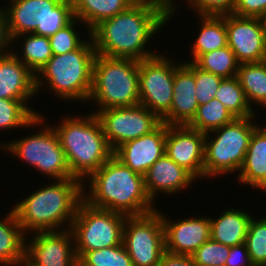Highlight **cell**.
Listing matches in <instances>:
<instances>
[{
	"label": "cell",
	"instance_id": "6da1fadb",
	"mask_svg": "<svg viewBox=\"0 0 266 266\" xmlns=\"http://www.w3.org/2000/svg\"><path fill=\"white\" fill-rule=\"evenodd\" d=\"M169 20L153 5L134 3L127 10L100 22L90 31V36L96 54L141 61L157 55L145 46Z\"/></svg>",
	"mask_w": 266,
	"mask_h": 266
},
{
	"label": "cell",
	"instance_id": "7a4b0ae2",
	"mask_svg": "<svg viewBox=\"0 0 266 266\" xmlns=\"http://www.w3.org/2000/svg\"><path fill=\"white\" fill-rule=\"evenodd\" d=\"M84 201L90 206L121 213L127 217L143 216L157 210L148 197L144 176L132 171L114 155L89 178Z\"/></svg>",
	"mask_w": 266,
	"mask_h": 266
},
{
	"label": "cell",
	"instance_id": "3957f363",
	"mask_svg": "<svg viewBox=\"0 0 266 266\" xmlns=\"http://www.w3.org/2000/svg\"><path fill=\"white\" fill-rule=\"evenodd\" d=\"M55 181L34 191L13 207L25 234L64 230L63 225H67V229L71 227L79 204L84 200V182L76 178Z\"/></svg>",
	"mask_w": 266,
	"mask_h": 266
},
{
	"label": "cell",
	"instance_id": "277c9868",
	"mask_svg": "<svg viewBox=\"0 0 266 266\" xmlns=\"http://www.w3.org/2000/svg\"><path fill=\"white\" fill-rule=\"evenodd\" d=\"M61 122L53 128L66 155L71 174L85 183V179L113 156V150L95 113L82 118L66 116Z\"/></svg>",
	"mask_w": 266,
	"mask_h": 266
},
{
	"label": "cell",
	"instance_id": "5b68a950",
	"mask_svg": "<svg viewBox=\"0 0 266 266\" xmlns=\"http://www.w3.org/2000/svg\"><path fill=\"white\" fill-rule=\"evenodd\" d=\"M90 39L76 50L53 55L36 74V91L47 88L62 100L88 101L92 87V67L96 55ZM44 81V83H43ZM42 88V89H41Z\"/></svg>",
	"mask_w": 266,
	"mask_h": 266
},
{
	"label": "cell",
	"instance_id": "8992f818",
	"mask_svg": "<svg viewBox=\"0 0 266 266\" xmlns=\"http://www.w3.org/2000/svg\"><path fill=\"white\" fill-rule=\"evenodd\" d=\"M99 110L131 107L140 103L139 61L131 58H111L96 54L92 67V87L88 101Z\"/></svg>",
	"mask_w": 266,
	"mask_h": 266
},
{
	"label": "cell",
	"instance_id": "52a82bcc",
	"mask_svg": "<svg viewBox=\"0 0 266 266\" xmlns=\"http://www.w3.org/2000/svg\"><path fill=\"white\" fill-rule=\"evenodd\" d=\"M254 117L236 118L231 123L209 132L210 134H205V178L239 172L244 163L251 136L259 126L254 124ZM211 133L216 135L215 138L212 139Z\"/></svg>",
	"mask_w": 266,
	"mask_h": 266
},
{
	"label": "cell",
	"instance_id": "ba28073f",
	"mask_svg": "<svg viewBox=\"0 0 266 266\" xmlns=\"http://www.w3.org/2000/svg\"><path fill=\"white\" fill-rule=\"evenodd\" d=\"M5 6L11 38L34 33L50 37L74 18L72 0H11Z\"/></svg>",
	"mask_w": 266,
	"mask_h": 266
},
{
	"label": "cell",
	"instance_id": "9c48e42d",
	"mask_svg": "<svg viewBox=\"0 0 266 266\" xmlns=\"http://www.w3.org/2000/svg\"><path fill=\"white\" fill-rule=\"evenodd\" d=\"M126 217L121 213L92 207L83 200L70 227L77 259L88 251L122 244Z\"/></svg>",
	"mask_w": 266,
	"mask_h": 266
},
{
	"label": "cell",
	"instance_id": "30bf717a",
	"mask_svg": "<svg viewBox=\"0 0 266 266\" xmlns=\"http://www.w3.org/2000/svg\"><path fill=\"white\" fill-rule=\"evenodd\" d=\"M1 147L50 179L74 178L57 133L49 124L33 135L4 142Z\"/></svg>",
	"mask_w": 266,
	"mask_h": 266
},
{
	"label": "cell",
	"instance_id": "8fae6325",
	"mask_svg": "<svg viewBox=\"0 0 266 266\" xmlns=\"http://www.w3.org/2000/svg\"><path fill=\"white\" fill-rule=\"evenodd\" d=\"M123 244L133 266H158L165 251V234L159 210L126 217Z\"/></svg>",
	"mask_w": 266,
	"mask_h": 266
},
{
	"label": "cell",
	"instance_id": "7c38bea8",
	"mask_svg": "<svg viewBox=\"0 0 266 266\" xmlns=\"http://www.w3.org/2000/svg\"><path fill=\"white\" fill-rule=\"evenodd\" d=\"M175 63L157 54L139 61L140 103L162 119L171 108Z\"/></svg>",
	"mask_w": 266,
	"mask_h": 266
},
{
	"label": "cell",
	"instance_id": "4fadbf2b",
	"mask_svg": "<svg viewBox=\"0 0 266 266\" xmlns=\"http://www.w3.org/2000/svg\"><path fill=\"white\" fill-rule=\"evenodd\" d=\"M113 152L122 144L149 134L161 119L141 104L100 110L97 114Z\"/></svg>",
	"mask_w": 266,
	"mask_h": 266
},
{
	"label": "cell",
	"instance_id": "5bb4252c",
	"mask_svg": "<svg viewBox=\"0 0 266 266\" xmlns=\"http://www.w3.org/2000/svg\"><path fill=\"white\" fill-rule=\"evenodd\" d=\"M227 45L241 63L266 60V38L260 18L225 15Z\"/></svg>",
	"mask_w": 266,
	"mask_h": 266
},
{
	"label": "cell",
	"instance_id": "9a60e30c",
	"mask_svg": "<svg viewBox=\"0 0 266 266\" xmlns=\"http://www.w3.org/2000/svg\"><path fill=\"white\" fill-rule=\"evenodd\" d=\"M205 134L188 125H167L165 154L195 179L204 178Z\"/></svg>",
	"mask_w": 266,
	"mask_h": 266
},
{
	"label": "cell",
	"instance_id": "2e32d148",
	"mask_svg": "<svg viewBox=\"0 0 266 266\" xmlns=\"http://www.w3.org/2000/svg\"><path fill=\"white\" fill-rule=\"evenodd\" d=\"M34 233L32 240H26L25 254L37 265L78 266L74 236L70 228Z\"/></svg>",
	"mask_w": 266,
	"mask_h": 266
},
{
	"label": "cell",
	"instance_id": "e0dca14e",
	"mask_svg": "<svg viewBox=\"0 0 266 266\" xmlns=\"http://www.w3.org/2000/svg\"><path fill=\"white\" fill-rule=\"evenodd\" d=\"M159 213L164 226L166 252L191 256L210 239L211 225L208 217L200 216L172 221L165 214L163 215V212Z\"/></svg>",
	"mask_w": 266,
	"mask_h": 266
},
{
	"label": "cell",
	"instance_id": "ac0fdd59",
	"mask_svg": "<svg viewBox=\"0 0 266 266\" xmlns=\"http://www.w3.org/2000/svg\"><path fill=\"white\" fill-rule=\"evenodd\" d=\"M165 142L166 124L162 122L149 134L120 145L113 155L132 171L144 176L165 154Z\"/></svg>",
	"mask_w": 266,
	"mask_h": 266
},
{
	"label": "cell",
	"instance_id": "d6986e66",
	"mask_svg": "<svg viewBox=\"0 0 266 266\" xmlns=\"http://www.w3.org/2000/svg\"><path fill=\"white\" fill-rule=\"evenodd\" d=\"M194 63L175 64L173 96L170 111L161 119L167 125H188L196 115Z\"/></svg>",
	"mask_w": 266,
	"mask_h": 266
},
{
	"label": "cell",
	"instance_id": "ffe728a7",
	"mask_svg": "<svg viewBox=\"0 0 266 266\" xmlns=\"http://www.w3.org/2000/svg\"><path fill=\"white\" fill-rule=\"evenodd\" d=\"M8 50L9 53L0 56V98L22 100L27 104L37 94L36 75Z\"/></svg>",
	"mask_w": 266,
	"mask_h": 266
},
{
	"label": "cell",
	"instance_id": "44dd1931",
	"mask_svg": "<svg viewBox=\"0 0 266 266\" xmlns=\"http://www.w3.org/2000/svg\"><path fill=\"white\" fill-rule=\"evenodd\" d=\"M196 179L183 167L164 154L144 175V186L148 197L153 203L158 193L171 195L182 191ZM160 191V192H159Z\"/></svg>",
	"mask_w": 266,
	"mask_h": 266
},
{
	"label": "cell",
	"instance_id": "7402d4cb",
	"mask_svg": "<svg viewBox=\"0 0 266 266\" xmlns=\"http://www.w3.org/2000/svg\"><path fill=\"white\" fill-rule=\"evenodd\" d=\"M241 183L259 190L266 181V126L259 125L253 132L244 163L238 173Z\"/></svg>",
	"mask_w": 266,
	"mask_h": 266
},
{
	"label": "cell",
	"instance_id": "603a6c76",
	"mask_svg": "<svg viewBox=\"0 0 266 266\" xmlns=\"http://www.w3.org/2000/svg\"><path fill=\"white\" fill-rule=\"evenodd\" d=\"M252 215L250 212L238 209H226L217 219H210V239L227 246L245 243L249 223Z\"/></svg>",
	"mask_w": 266,
	"mask_h": 266
},
{
	"label": "cell",
	"instance_id": "cb8c5ba5",
	"mask_svg": "<svg viewBox=\"0 0 266 266\" xmlns=\"http://www.w3.org/2000/svg\"><path fill=\"white\" fill-rule=\"evenodd\" d=\"M132 0H72L74 16L90 31L105 19L127 10Z\"/></svg>",
	"mask_w": 266,
	"mask_h": 266
},
{
	"label": "cell",
	"instance_id": "d4e9b609",
	"mask_svg": "<svg viewBox=\"0 0 266 266\" xmlns=\"http://www.w3.org/2000/svg\"><path fill=\"white\" fill-rule=\"evenodd\" d=\"M2 219H0V264L14 266L25 254L27 235L18 223L13 209Z\"/></svg>",
	"mask_w": 266,
	"mask_h": 266
},
{
	"label": "cell",
	"instance_id": "484cf974",
	"mask_svg": "<svg viewBox=\"0 0 266 266\" xmlns=\"http://www.w3.org/2000/svg\"><path fill=\"white\" fill-rule=\"evenodd\" d=\"M201 25L200 32L195 42L192 44V61L194 62L200 55L227 46V30L225 27V15H199Z\"/></svg>",
	"mask_w": 266,
	"mask_h": 266
},
{
	"label": "cell",
	"instance_id": "4316f807",
	"mask_svg": "<svg viewBox=\"0 0 266 266\" xmlns=\"http://www.w3.org/2000/svg\"><path fill=\"white\" fill-rule=\"evenodd\" d=\"M249 105L266 107V60L241 63L237 76Z\"/></svg>",
	"mask_w": 266,
	"mask_h": 266
},
{
	"label": "cell",
	"instance_id": "83f0119b",
	"mask_svg": "<svg viewBox=\"0 0 266 266\" xmlns=\"http://www.w3.org/2000/svg\"><path fill=\"white\" fill-rule=\"evenodd\" d=\"M43 119L22 100L0 98V130L37 127L43 124Z\"/></svg>",
	"mask_w": 266,
	"mask_h": 266
},
{
	"label": "cell",
	"instance_id": "f1b7e54d",
	"mask_svg": "<svg viewBox=\"0 0 266 266\" xmlns=\"http://www.w3.org/2000/svg\"><path fill=\"white\" fill-rule=\"evenodd\" d=\"M22 36L25 38H23ZM20 37L24 39L22 42V57L20 55H17V52H12L36 75L38 71L53 56L49 37L37 35L34 33L22 34L13 38V45L14 41L19 40Z\"/></svg>",
	"mask_w": 266,
	"mask_h": 266
},
{
	"label": "cell",
	"instance_id": "f546056e",
	"mask_svg": "<svg viewBox=\"0 0 266 266\" xmlns=\"http://www.w3.org/2000/svg\"><path fill=\"white\" fill-rule=\"evenodd\" d=\"M215 98L230 111L235 118L255 116V110L249 105L237 77L224 78Z\"/></svg>",
	"mask_w": 266,
	"mask_h": 266
},
{
	"label": "cell",
	"instance_id": "4dcf8cb0",
	"mask_svg": "<svg viewBox=\"0 0 266 266\" xmlns=\"http://www.w3.org/2000/svg\"><path fill=\"white\" fill-rule=\"evenodd\" d=\"M235 119L223 103L213 98L210 102L198 106L196 115L188 126L206 134Z\"/></svg>",
	"mask_w": 266,
	"mask_h": 266
},
{
	"label": "cell",
	"instance_id": "1f68e13d",
	"mask_svg": "<svg viewBox=\"0 0 266 266\" xmlns=\"http://www.w3.org/2000/svg\"><path fill=\"white\" fill-rule=\"evenodd\" d=\"M193 63L198 68L222 78L236 77L240 65L228 45L200 55Z\"/></svg>",
	"mask_w": 266,
	"mask_h": 266
},
{
	"label": "cell",
	"instance_id": "d6a6232c",
	"mask_svg": "<svg viewBox=\"0 0 266 266\" xmlns=\"http://www.w3.org/2000/svg\"><path fill=\"white\" fill-rule=\"evenodd\" d=\"M78 266H133L124 244L86 252Z\"/></svg>",
	"mask_w": 266,
	"mask_h": 266
},
{
	"label": "cell",
	"instance_id": "836d02e7",
	"mask_svg": "<svg viewBox=\"0 0 266 266\" xmlns=\"http://www.w3.org/2000/svg\"><path fill=\"white\" fill-rule=\"evenodd\" d=\"M254 266H266V217L251 218L245 239Z\"/></svg>",
	"mask_w": 266,
	"mask_h": 266
},
{
	"label": "cell",
	"instance_id": "e575fe53",
	"mask_svg": "<svg viewBox=\"0 0 266 266\" xmlns=\"http://www.w3.org/2000/svg\"><path fill=\"white\" fill-rule=\"evenodd\" d=\"M76 21L80 20L74 18L69 24L62 27L55 34L49 37L51 51L53 55H60L78 49L86 40H81L76 28Z\"/></svg>",
	"mask_w": 266,
	"mask_h": 266
},
{
	"label": "cell",
	"instance_id": "d590c367",
	"mask_svg": "<svg viewBox=\"0 0 266 266\" xmlns=\"http://www.w3.org/2000/svg\"><path fill=\"white\" fill-rule=\"evenodd\" d=\"M229 249L230 246L209 239L191 256L196 266H225Z\"/></svg>",
	"mask_w": 266,
	"mask_h": 266
},
{
	"label": "cell",
	"instance_id": "8d00e7d4",
	"mask_svg": "<svg viewBox=\"0 0 266 266\" xmlns=\"http://www.w3.org/2000/svg\"><path fill=\"white\" fill-rule=\"evenodd\" d=\"M194 76L196 85V99L198 105H203L215 98V93L224 79L213 73L198 68L194 64Z\"/></svg>",
	"mask_w": 266,
	"mask_h": 266
},
{
	"label": "cell",
	"instance_id": "74e56055",
	"mask_svg": "<svg viewBox=\"0 0 266 266\" xmlns=\"http://www.w3.org/2000/svg\"><path fill=\"white\" fill-rule=\"evenodd\" d=\"M198 15L222 16L233 12L235 0H186Z\"/></svg>",
	"mask_w": 266,
	"mask_h": 266
},
{
	"label": "cell",
	"instance_id": "f35d334b",
	"mask_svg": "<svg viewBox=\"0 0 266 266\" xmlns=\"http://www.w3.org/2000/svg\"><path fill=\"white\" fill-rule=\"evenodd\" d=\"M266 12V0H235L232 14L260 18Z\"/></svg>",
	"mask_w": 266,
	"mask_h": 266
},
{
	"label": "cell",
	"instance_id": "ab89813d",
	"mask_svg": "<svg viewBox=\"0 0 266 266\" xmlns=\"http://www.w3.org/2000/svg\"><path fill=\"white\" fill-rule=\"evenodd\" d=\"M225 266H254L245 243L230 247Z\"/></svg>",
	"mask_w": 266,
	"mask_h": 266
},
{
	"label": "cell",
	"instance_id": "60d3db41",
	"mask_svg": "<svg viewBox=\"0 0 266 266\" xmlns=\"http://www.w3.org/2000/svg\"><path fill=\"white\" fill-rule=\"evenodd\" d=\"M0 56L9 53L7 48L13 45V39L9 33L7 14L5 9L0 7Z\"/></svg>",
	"mask_w": 266,
	"mask_h": 266
},
{
	"label": "cell",
	"instance_id": "b9f144b4",
	"mask_svg": "<svg viewBox=\"0 0 266 266\" xmlns=\"http://www.w3.org/2000/svg\"><path fill=\"white\" fill-rule=\"evenodd\" d=\"M158 266H196L192 256L165 252Z\"/></svg>",
	"mask_w": 266,
	"mask_h": 266
},
{
	"label": "cell",
	"instance_id": "7bdbcfd3",
	"mask_svg": "<svg viewBox=\"0 0 266 266\" xmlns=\"http://www.w3.org/2000/svg\"><path fill=\"white\" fill-rule=\"evenodd\" d=\"M134 3H145L153 5L161 9L169 18L174 16L176 11L175 5L172 4L169 0H132Z\"/></svg>",
	"mask_w": 266,
	"mask_h": 266
},
{
	"label": "cell",
	"instance_id": "ee69618b",
	"mask_svg": "<svg viewBox=\"0 0 266 266\" xmlns=\"http://www.w3.org/2000/svg\"><path fill=\"white\" fill-rule=\"evenodd\" d=\"M39 266L34 261H32L26 254H24L14 266Z\"/></svg>",
	"mask_w": 266,
	"mask_h": 266
},
{
	"label": "cell",
	"instance_id": "f6af8a7d",
	"mask_svg": "<svg viewBox=\"0 0 266 266\" xmlns=\"http://www.w3.org/2000/svg\"><path fill=\"white\" fill-rule=\"evenodd\" d=\"M266 38V12L260 17Z\"/></svg>",
	"mask_w": 266,
	"mask_h": 266
},
{
	"label": "cell",
	"instance_id": "bcb514c9",
	"mask_svg": "<svg viewBox=\"0 0 266 266\" xmlns=\"http://www.w3.org/2000/svg\"><path fill=\"white\" fill-rule=\"evenodd\" d=\"M260 189H262L263 191L266 192V181H265V183L260 187Z\"/></svg>",
	"mask_w": 266,
	"mask_h": 266
}]
</instances>
